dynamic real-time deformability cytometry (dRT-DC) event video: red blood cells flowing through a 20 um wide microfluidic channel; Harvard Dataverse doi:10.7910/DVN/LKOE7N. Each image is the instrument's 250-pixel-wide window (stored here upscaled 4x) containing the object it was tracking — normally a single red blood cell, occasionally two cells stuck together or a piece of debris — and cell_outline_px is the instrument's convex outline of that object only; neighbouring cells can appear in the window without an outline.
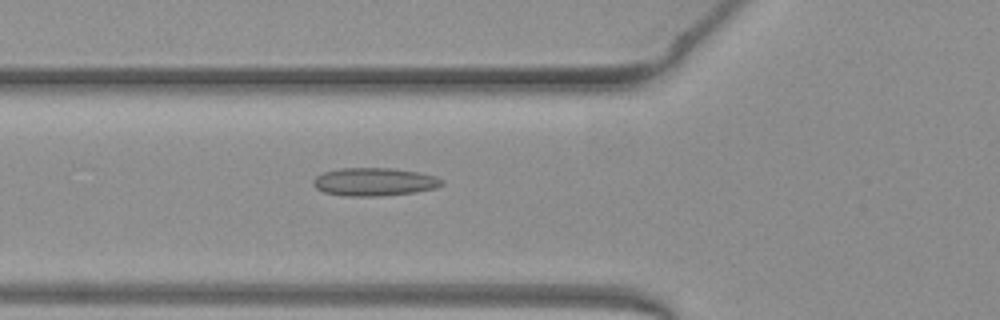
{"species": "common noctule bat (a hibernating species)", "species_latin": "Nyctalus noctula", "temperature_condition": "warm", "stored_images_in_passage": 52, "camera_frame_rate_fps": 3000, "um_per_image_px": 0.085, "animal": {"sex": "female", "body_mass_g": 19.3, "forearm_length_mm": 54.1}, "frame": {"image": 1, "passage_image": 19, "time_ms": 6.0, "image_size_px": [1000, 320], "cell_outline_px": [[444, 184], [436, 188], [416, 192], [380, 196], [344, 196], [324, 192], [316, 188], [312, 184], [312, 180], [316, 176], [324, 172], [340, 168], [392, 168], [416, 172], [436, 176], [444, 180]], "centroid_in_image_um": [31.81, 15.46], "position_along_channel_um": 94.0, "area_um2": 21.15}}
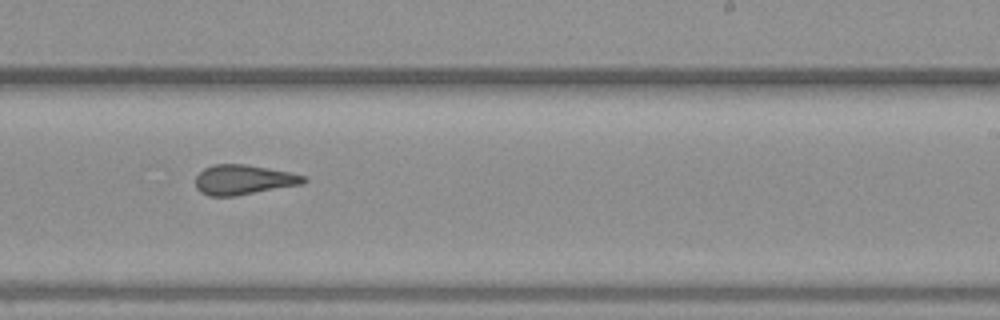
{"frame": {"image": 2, "passage_image": 32, "time_ms": 10.333, "image_size_px": [1000, 320], "cell_outline_px": [[308, 180], [304, 184], [236, 196], [208, 196], [200, 192], [196, 188], [196, 176], [204, 168], [212, 164], [244, 164], [292, 172], [308, 176]], "centroid_in_image_um": [20.74, 15.28], "position_along_channel_um": 268.3, "area_um2": 19.13}}
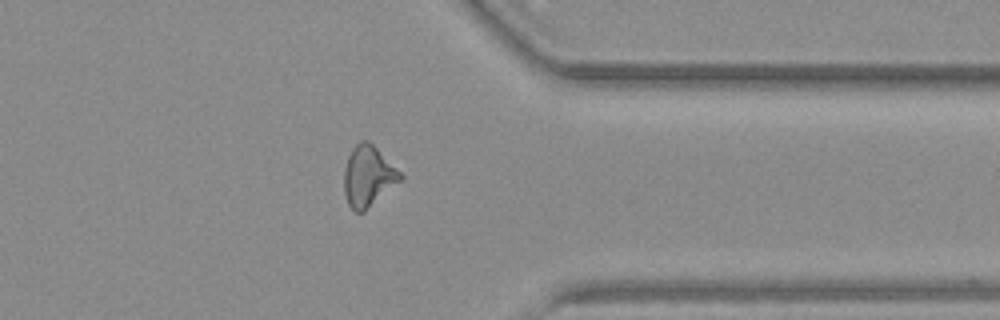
{"frame": {"image": 3, "passage_image": 41, "time_ms": 13.333, "image_size_px": [1000, 320], "cell_outline_px": [[404, 176], [400, 180], [364, 212], [352, 212], [348, 204], [344, 192], [344, 168], [348, 156], [352, 148], [360, 140], [368, 140]], "centroid_in_image_um": [31.25, 14.99], "position_along_channel_um": 380.2, "area_um2": 19.65}, "authors_computed_cell_mechanics": {"area_um2": 20.1722, "velocity_mm_per_s": 4.0155, "shape_relaxation_time_tau1_ms": null, "shape_relaxation_time_tau2_ms": 1.8221, "deformation_change_tau1": null, "deformation_change_tau2": 0.1154}}